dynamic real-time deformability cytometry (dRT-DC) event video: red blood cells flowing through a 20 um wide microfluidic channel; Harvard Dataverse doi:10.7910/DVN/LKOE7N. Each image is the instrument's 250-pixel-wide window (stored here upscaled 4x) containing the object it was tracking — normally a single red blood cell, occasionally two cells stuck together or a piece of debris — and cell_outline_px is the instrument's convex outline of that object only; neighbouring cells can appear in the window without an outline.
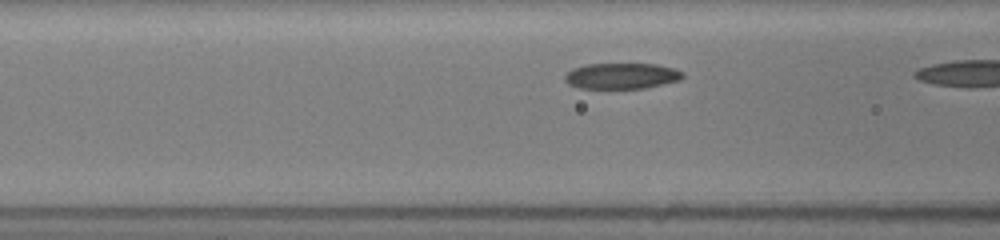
{"species": "common noctule bat (a hibernating species)", "species_latin": "Nyctalus noctula", "temperature_condition": "room temperature", "stored_images_in_passage": 7, "camera_frame_rate_fps": 3000, "um_per_image_px": 0.085, "animal": {"sex": "female", "body_mass_g": 19.5, "forearm_length_mm": 54.1}, "frame": {"image": 1, "passage_image": 5, "time_ms": 1.333, "image_size_px": [1000, 240], "cell_outline_px": [[684, 76], [680, 80], [644, 88], [580, 88], [568, 84], [564, 80], [564, 76], [572, 68], [588, 64], [656, 64], [676, 68], [684, 72]], "centroid_in_image_um": [52.85, 6.45], "position_along_channel_um": 113.7, "area_um2": 17.8}}